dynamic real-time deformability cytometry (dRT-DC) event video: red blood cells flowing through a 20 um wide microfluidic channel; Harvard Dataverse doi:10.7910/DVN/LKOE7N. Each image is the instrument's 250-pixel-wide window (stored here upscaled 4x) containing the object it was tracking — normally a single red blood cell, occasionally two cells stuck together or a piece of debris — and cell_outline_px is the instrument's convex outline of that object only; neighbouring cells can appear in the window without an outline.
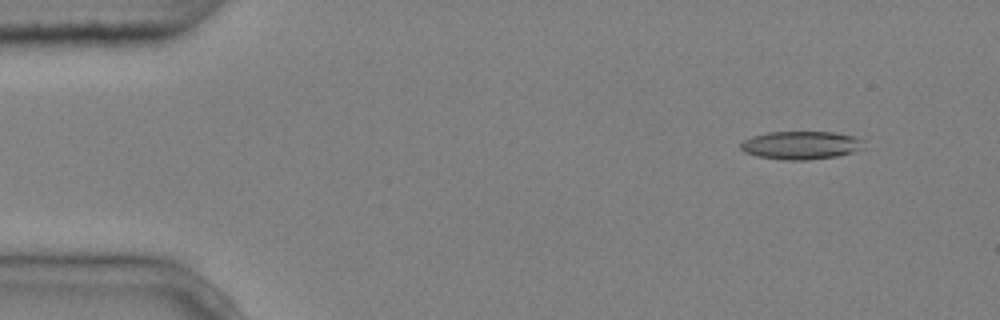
{"species": "common noctule bat (a hibernating species)", "species_latin": "Nyctalus noctula", "temperature_condition": "cold", "stored_images_in_passage": 3, "camera_frame_rate_fps": 3000, "um_per_image_px": 0.085, "animal": {"sex": "male", "body_mass_g": 20.4}, "frame": {"image": 1, "passage_image": 1, "time_ms": 0.0, "image_size_px": [1000, 320], "cell_outline_px": [[864, 148], [852, 152], [836, 156], [808, 160], [784, 160], [756, 156], [744, 152], [740, 148], [740, 144], [744, 140], [752, 136], [768, 132], [832, 132], [856, 136], [864, 140]], "centroid_in_image_um": [68.09, 12.34], "position_along_channel_um": 16.9, "area_um2": 20.35}}